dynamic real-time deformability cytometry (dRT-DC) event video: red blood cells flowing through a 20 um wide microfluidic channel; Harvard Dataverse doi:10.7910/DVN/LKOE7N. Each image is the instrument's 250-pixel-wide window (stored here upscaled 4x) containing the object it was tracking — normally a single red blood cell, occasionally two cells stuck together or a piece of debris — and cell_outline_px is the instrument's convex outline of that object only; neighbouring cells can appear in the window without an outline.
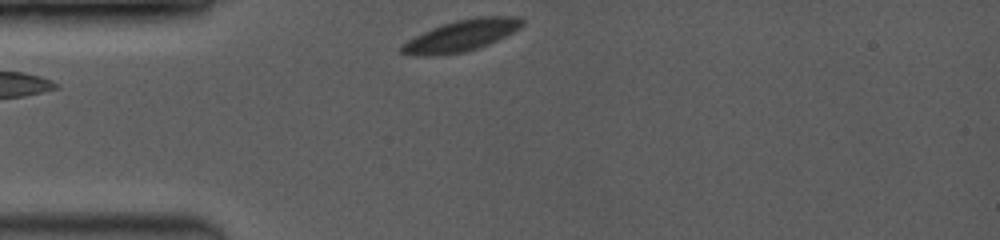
{"species": "common noctule bat (a hibernating species)", "species_latin": "Nyctalus noctula", "temperature_condition": "room temperature", "stored_images_in_passage": 11, "camera_frame_rate_fps": 3500, "um_per_image_px": 0.085, "animal": {"sex": "female", "body_mass_g": 19.0, "forearm_length_mm": 53.3}, "frame": {"image": 1, "passage_image": 1, "time_ms": 0.0, "image_size_px": [1000, 240], "cell_outline_px": [[524, 24], [520, 28], [488, 44], [464, 52], [420, 56], [408, 56], [400, 52], [396, 48], [400, 44], [432, 28], [456, 20], [476, 16], [520, 16], [524, 20]], "centroid_in_image_um": [39.18, 3.02], "position_along_channel_um": 45.8, "area_um2": 21.96}}
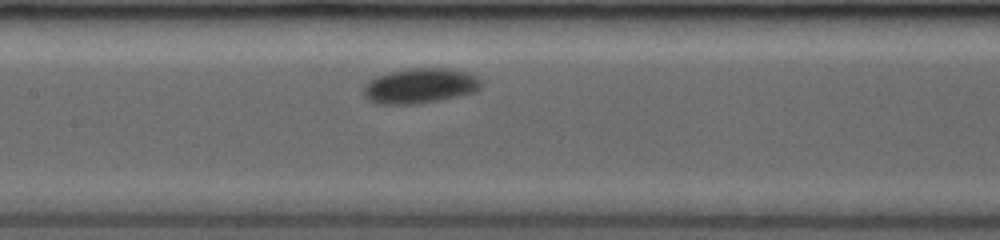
{"frame": {"image": 2, "passage_image": 7, "time_ms": 3.714, "image_size_px": [1000, 240], "cell_outline_px": [[480, 88], [476, 92], [460, 96], [412, 104], [376, 104], [368, 100], [364, 96], [364, 84], [368, 80], [376, 76], [388, 72], [408, 68], [448, 68], [468, 72], [480, 76]], "centroid_in_image_um": [35.7, 7.28], "position_along_channel_um": 171.7, "area_um2": 24.33}}
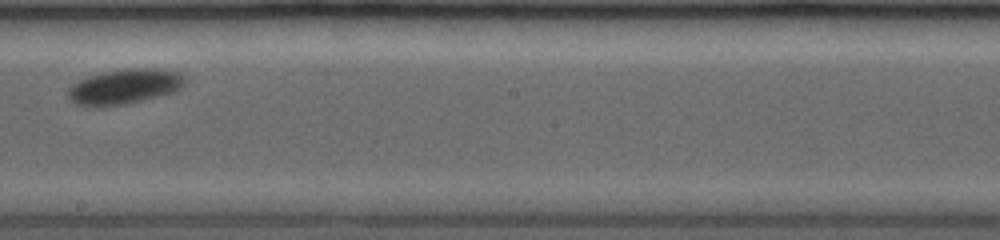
{"frame": {"image": 3, "passage_image": 10, "time_ms": 5.429, "image_size_px": [1000, 240], "cell_outline_px": [[184, 84], [176, 92], [124, 104], [92, 108], [88, 108], [72, 104], [68, 96], [68, 88], [72, 84], [88, 76], [104, 72], [124, 68], [160, 68], [176, 72], [184, 76]], "centroid_in_image_um": [10.53, 7.37], "position_along_channel_um": 237.7, "area_um2": 24.22}}